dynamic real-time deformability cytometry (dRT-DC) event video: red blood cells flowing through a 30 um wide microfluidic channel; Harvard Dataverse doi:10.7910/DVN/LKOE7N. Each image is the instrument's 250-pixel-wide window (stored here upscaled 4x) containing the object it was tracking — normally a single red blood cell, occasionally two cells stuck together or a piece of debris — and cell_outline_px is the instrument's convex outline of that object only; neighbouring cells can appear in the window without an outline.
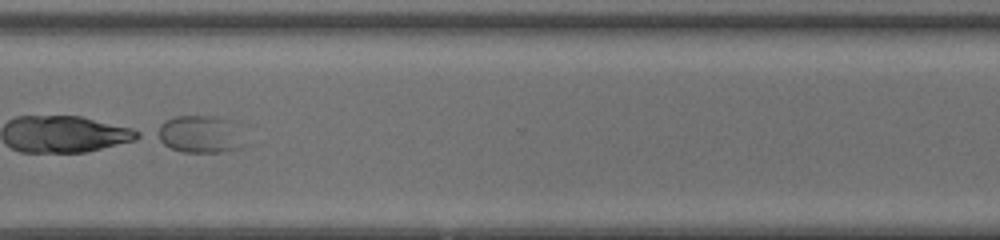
{"species": "common noctule bat (a hibernating species)", "species_latin": "Nyctalus noctula", "temperature_condition": "room temperature", "stored_images_in_passage": 33, "camera_frame_rate_fps": 3000, "um_per_image_px": 0.085, "animal": {"sex": "female", "body_mass_g": 20.0, "forearm_length_mm": 54.0}, "frame": {"image": 1, "passage_image": 23, "time_ms": 7.333, "image_size_px": [1000, 240], "cell_outline_px": [[244, 144], [240, 148], [220, 152], [184, 152], [172, 148], [164, 144], [152, 136], [152, 132], [164, 120], [176, 116], [220, 116], [228, 120]], "centroid_in_image_um": [16.84, 11.41], "position_along_channel_um": 353.8, "area_um2": 18.9}}